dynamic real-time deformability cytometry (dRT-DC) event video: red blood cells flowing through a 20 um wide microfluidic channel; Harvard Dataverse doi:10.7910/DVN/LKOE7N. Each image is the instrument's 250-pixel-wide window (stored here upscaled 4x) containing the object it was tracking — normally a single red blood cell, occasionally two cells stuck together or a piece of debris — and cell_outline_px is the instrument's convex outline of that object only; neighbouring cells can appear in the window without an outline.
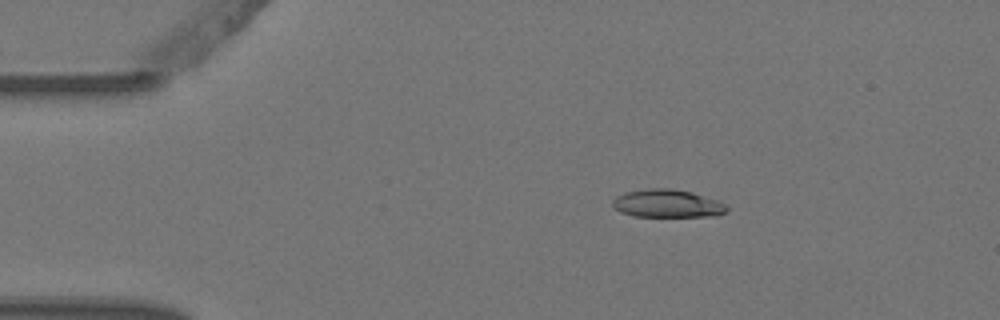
{"species": "Egyptian fruit bat (a non-hibernating species)", "species_latin": "Rousettus aegyptiacus", "temperature_condition": "warm", "stored_images_in_passage": 7, "camera_frame_rate_fps": 3000, "um_per_image_px": 0.085, "animal": {"sex": "female"}, "frame": {"image": 1, "passage_image": 3, "time_ms": 0.667, "image_size_px": [1000, 320], "cell_outline_px": [[728, 208], [724, 212], [716, 216], [632, 216], [620, 212], [612, 208], [612, 200], [616, 196], [624, 192], [648, 188], [672, 188], [692, 192], [720, 200], [728, 204]], "centroid_in_image_um": [56.72, 17.29], "position_along_channel_um": 28.3, "area_um2": 18.96}}